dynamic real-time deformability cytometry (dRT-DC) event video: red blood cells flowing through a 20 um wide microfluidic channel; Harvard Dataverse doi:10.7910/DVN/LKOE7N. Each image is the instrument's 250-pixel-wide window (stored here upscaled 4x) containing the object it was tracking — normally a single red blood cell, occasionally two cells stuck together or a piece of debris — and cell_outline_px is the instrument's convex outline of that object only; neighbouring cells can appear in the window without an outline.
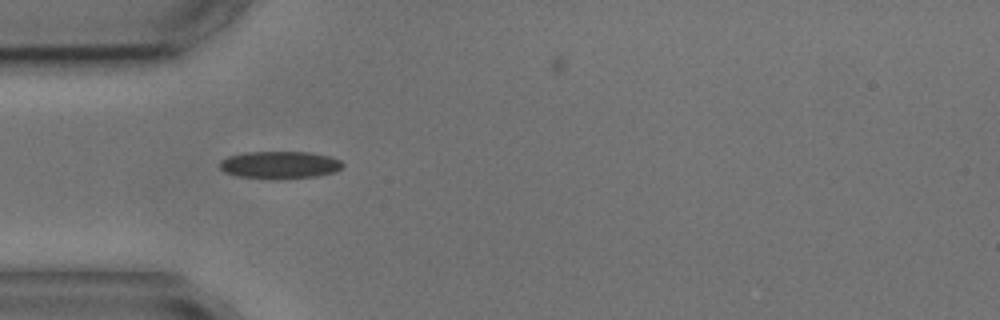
{"species": "common noctule bat (a hibernating species)", "species_latin": "Nyctalus noctula", "temperature_condition": "cold", "stored_images_in_passage": 2, "camera_frame_rate_fps": 3000, "um_per_image_px": 0.085, "animal": {"sex": "male", "body_mass_g": 17.9, "forearm_length_mm": 54.2}, "frame": {"image": 1, "passage_image": 1, "time_ms": 0.0, "image_size_px": [1000, 320], "cell_outline_px": [[344, 164], [336, 172], [316, 176], [276, 180], [272, 180], [236, 176], [224, 172], [220, 168], [220, 160], [228, 156], [244, 152], [308, 152], [328, 156], [340, 160]], "centroid_in_image_um": [23.74, 14.03], "position_along_channel_um": 61.3, "area_um2": 19.94}}